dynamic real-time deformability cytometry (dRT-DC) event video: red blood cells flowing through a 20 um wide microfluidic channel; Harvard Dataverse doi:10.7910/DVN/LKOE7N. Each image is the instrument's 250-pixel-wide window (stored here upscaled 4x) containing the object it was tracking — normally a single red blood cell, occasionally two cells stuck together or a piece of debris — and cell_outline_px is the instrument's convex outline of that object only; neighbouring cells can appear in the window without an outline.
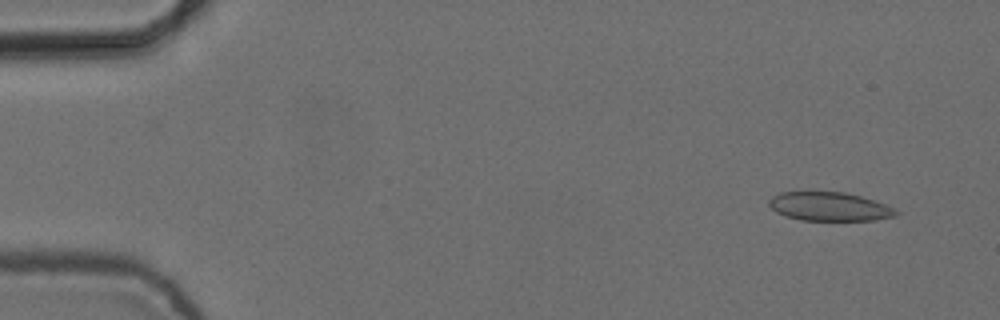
{"species": "common noctule bat (a hibernating species)", "species_latin": "Nyctalus noctula", "temperature_condition": "cold", "stored_images_in_passage": 2, "camera_frame_rate_fps": 3000, "um_per_image_px": 0.085, "animal": {"sex": "female", "body_mass_g": 24.6, "forearm_length_mm": 56.2}, "frame": {"image": 1, "passage_image": 2, "time_ms": 0.333, "image_size_px": [1000, 320], "cell_outline_px": [[900, 212], [896, 216], [876, 220], [800, 220], [784, 216], [776, 212], [768, 204], [768, 200], [772, 196], [780, 192], [812, 188], [844, 192], [860, 196], [896, 208]], "centroid_in_image_um": [70.44, 17.51], "position_along_channel_um": 14.6, "area_um2": 22.25}}